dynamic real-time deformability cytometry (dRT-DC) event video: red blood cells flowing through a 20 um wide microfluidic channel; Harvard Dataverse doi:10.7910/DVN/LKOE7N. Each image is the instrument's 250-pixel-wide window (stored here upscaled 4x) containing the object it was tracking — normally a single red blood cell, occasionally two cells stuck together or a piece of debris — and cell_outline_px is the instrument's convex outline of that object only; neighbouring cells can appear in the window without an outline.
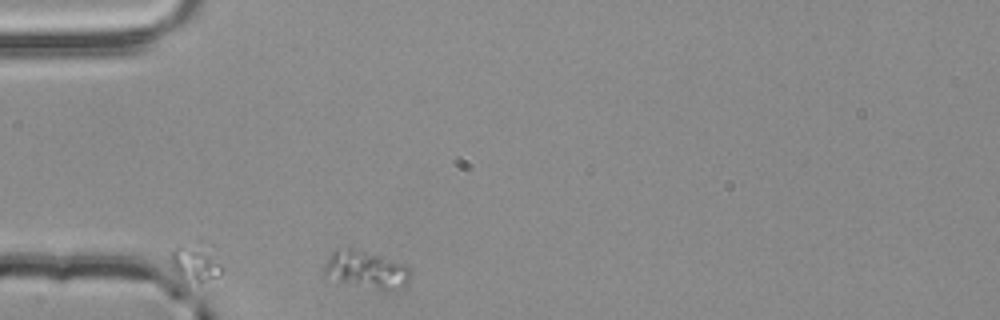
{"species": "common noctule bat (a hibernating species)", "species_latin": "Nyctalus noctula", "temperature_condition": "room temperature", "stored_images_in_passage": 2, "camera_frame_rate_fps": 3000, "um_per_image_px": 0.085, "animal": {"sex": "male", "body_mass_g": 20.4}, "frame": {"image": 1, "passage_image": 1, "time_ms": 0.0, "image_size_px": [1000, 320], "cell_outline_px": [[412, 272], [408, 284], [404, 288], [392, 292], [380, 292], [324, 280], [324, 268], [332, 252], [336, 248], [352, 248], [404, 264]], "centroid_in_image_um": [31.11, 23.03], "position_along_channel_um": 53.9, "area_um2": 19.88}}